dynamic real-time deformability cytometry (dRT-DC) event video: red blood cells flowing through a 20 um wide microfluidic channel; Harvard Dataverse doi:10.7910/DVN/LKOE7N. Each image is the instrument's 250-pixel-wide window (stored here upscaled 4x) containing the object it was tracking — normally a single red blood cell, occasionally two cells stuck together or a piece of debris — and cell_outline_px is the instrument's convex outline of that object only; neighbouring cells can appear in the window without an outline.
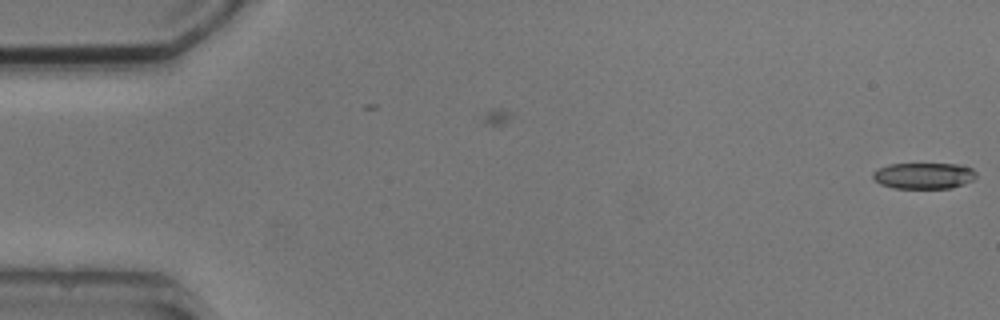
{"species": "common noctule bat (a hibernating species)", "species_latin": "Nyctalus noctula", "temperature_condition": "cold", "stored_images_in_passage": 4, "camera_frame_rate_fps": 3000, "um_per_image_px": 0.085, "animal": {"sex": "male", "body_mass_g": 20.5, "forearm_length_mm": 52.5}, "frame": {"image": 1, "passage_image": 1, "time_ms": 0.0, "image_size_px": [1000, 320], "cell_outline_px": [[976, 176], [972, 180], [964, 184], [952, 188], [892, 188], [880, 184], [872, 176], [872, 172], [876, 168], [888, 164], [960, 164], [972, 168], [976, 172]], "centroid_in_image_um": [78.5, 14.93], "position_along_channel_um": 6.5, "area_um2": 15.9}}